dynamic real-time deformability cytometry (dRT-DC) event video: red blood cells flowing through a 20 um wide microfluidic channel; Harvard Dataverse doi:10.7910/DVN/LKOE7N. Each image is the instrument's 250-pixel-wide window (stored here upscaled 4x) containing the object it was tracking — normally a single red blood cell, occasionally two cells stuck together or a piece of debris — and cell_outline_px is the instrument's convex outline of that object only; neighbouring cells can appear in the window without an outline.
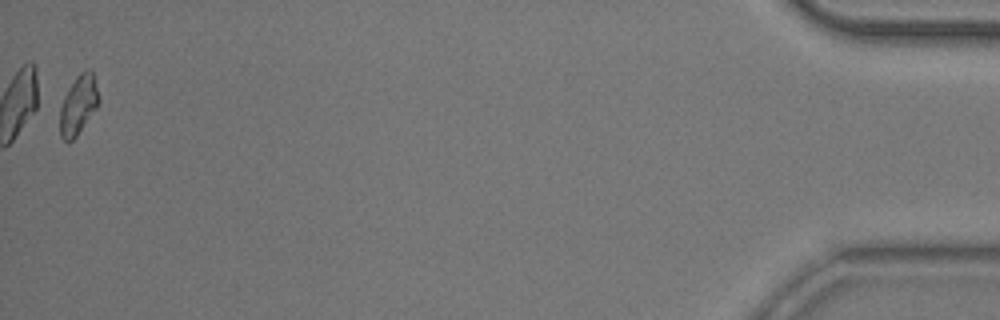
{"species": "common noctule bat (a hibernating species)", "species_latin": "Nyctalus noctula", "temperature_condition": "room temperature", "stored_images_in_passage": 40, "camera_frame_rate_fps": 3000, "um_per_image_px": 0.085, "animal": {"sex": "male", "body_mass_g": 20.5, "forearm_length_mm": 52.5}, "frame": {"image": 1, "passage_image": 40, "time_ms": 13.0, "image_size_px": [1000, 320], "cell_outline_px": [[100, 100], [96, 108], [76, 136], [72, 140], [64, 140], [60, 136], [60, 108], [64, 96], [76, 76], [80, 72], [88, 68], [92, 72]], "centroid_in_image_um": [6.65, 8.9], "position_along_channel_um": 428.5, "area_um2": 13.12}, "authors_computed_cell_mechanics": {"area_um2": 13.7275, "velocity_mm_per_s": 3.8314, "shape_relaxation_time_tau1_ms": 5.4295, "shape_relaxation_time_tau2_ms": 2.7674, "deformation_change_tau1": 0.1355, "deformation_change_tau2": 0.1104}}